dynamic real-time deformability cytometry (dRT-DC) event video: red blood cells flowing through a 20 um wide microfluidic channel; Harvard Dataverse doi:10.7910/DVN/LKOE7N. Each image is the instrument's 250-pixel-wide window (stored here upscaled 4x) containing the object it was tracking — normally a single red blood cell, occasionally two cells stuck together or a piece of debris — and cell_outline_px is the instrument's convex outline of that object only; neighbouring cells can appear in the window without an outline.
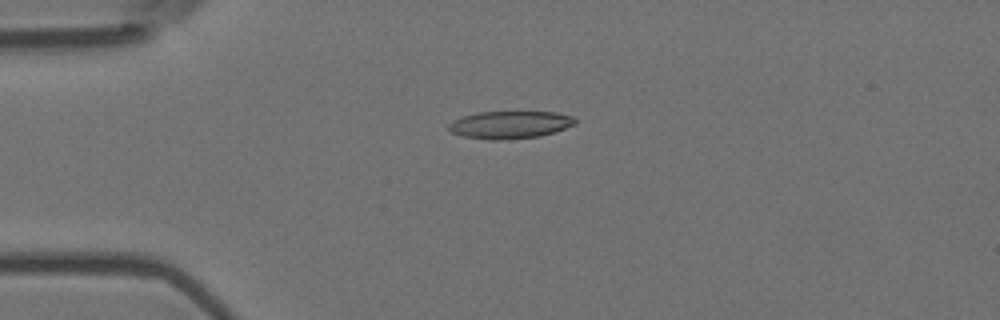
{"species": "Egyptian fruit bat (a non-hibernating species)", "species_latin": "Rousettus aegyptiacus", "temperature_condition": "room temperature", "stored_images_in_passage": 9, "camera_frame_rate_fps": 3000, "um_per_image_px": 0.085, "animal": {"sex": "female"}, "frame": {"image": 1, "passage_image": 1, "time_ms": 0.0, "image_size_px": [1000, 320], "cell_outline_px": [[576, 124], [540, 136], [500, 140], [492, 140], [464, 136], [452, 132], [448, 128], [448, 124], [452, 120], [476, 112], [556, 112], [576, 116]], "centroid_in_image_um": [43.36, 10.59], "position_along_channel_um": 41.6, "area_um2": 20.23}}
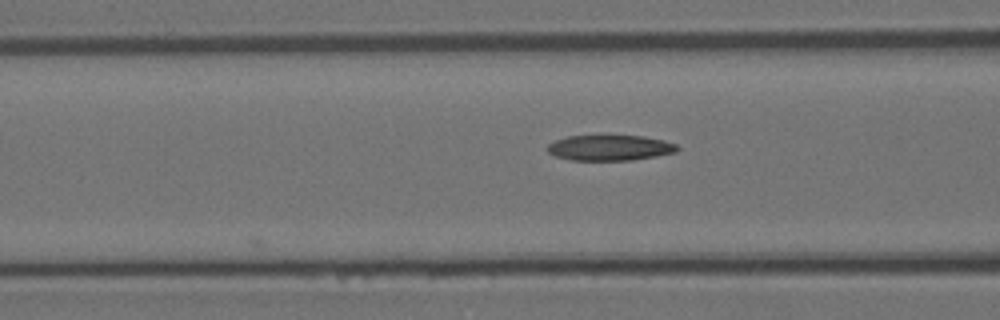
{"frame": {"image": 2, "passage_image": 9, "time_ms": 2.667, "image_size_px": [1000, 320], "cell_outline_px": [[680, 148], [676, 152], [656, 156], [632, 160], [572, 160], [556, 156], [548, 152], [548, 144], [556, 140], [568, 136], [604, 132], [644, 136], [664, 140], [676, 144]], "centroid_in_image_um": [51.85, 12.5], "position_along_channel_um": 114.8, "area_um2": 20.29}}